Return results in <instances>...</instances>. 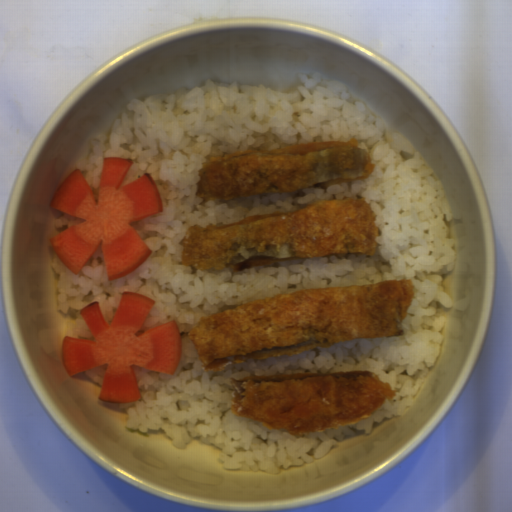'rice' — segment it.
<instances>
[{
  "label": "rice",
  "instance_id": "rice-1",
  "mask_svg": "<svg viewBox=\"0 0 512 512\" xmlns=\"http://www.w3.org/2000/svg\"><path fill=\"white\" fill-rule=\"evenodd\" d=\"M359 141L374 170L360 181L300 191L260 193L228 200L195 195L204 161L237 151L319 141ZM80 170L98 203L106 157L129 159L119 188L149 174L163 211L130 225L151 250L130 273L108 280L102 242L75 274L55 253L57 306L67 337L96 340L81 311L98 302L112 322L123 292L155 302L136 332L176 321L182 355L172 374L132 365L141 398L116 402L126 429L159 430L183 448L209 443L224 468L278 473L322 458L347 436L401 415L436 364L446 311L453 302L444 284L456 263L447 192L430 162L403 131L363 103L342 82L309 73L288 90L237 82L205 81L174 94L134 100L115 119L107 141L92 140ZM118 188V189H119ZM365 198L376 215L375 255H322L239 271H199L183 265L179 245L192 225L228 224L248 217L294 212L315 202ZM412 281L414 298L399 327L402 336L348 339L293 356L248 359L224 371H204L188 338L201 317L250 301L312 289ZM374 371L396 390L366 420L301 435L268 429L233 415L229 379L277 373Z\"/></svg>",
  "mask_w": 512,
  "mask_h": 512
},
{
  "label": "rice",
  "instance_id": "rice-2",
  "mask_svg": "<svg viewBox=\"0 0 512 512\" xmlns=\"http://www.w3.org/2000/svg\"><path fill=\"white\" fill-rule=\"evenodd\" d=\"M108 364L82 371L90 380L102 385Z\"/></svg>",
  "mask_w": 512,
  "mask_h": 512
},
{
  "label": "rice",
  "instance_id": "rice-3",
  "mask_svg": "<svg viewBox=\"0 0 512 512\" xmlns=\"http://www.w3.org/2000/svg\"><path fill=\"white\" fill-rule=\"evenodd\" d=\"M86 220H84L81 217L71 215L68 213L63 212V214L56 219V227H62L64 225H67V229L71 226H74L76 224L82 223Z\"/></svg>",
  "mask_w": 512,
  "mask_h": 512
}]
</instances>
